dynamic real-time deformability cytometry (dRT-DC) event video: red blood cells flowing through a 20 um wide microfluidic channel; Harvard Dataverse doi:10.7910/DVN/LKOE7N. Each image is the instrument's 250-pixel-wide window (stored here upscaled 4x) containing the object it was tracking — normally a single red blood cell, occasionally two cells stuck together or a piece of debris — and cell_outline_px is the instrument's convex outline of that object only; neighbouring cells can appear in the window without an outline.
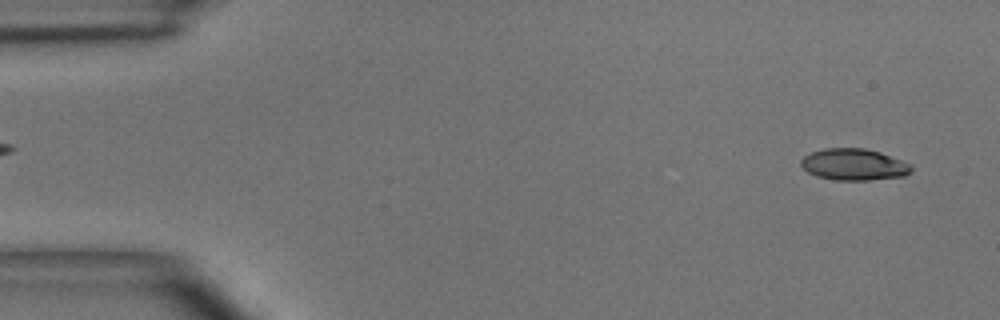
{"species": "common noctule bat (a hibernating species)", "species_latin": "Nyctalus noctula", "temperature_condition": "room temperature", "stored_images_in_passage": 5, "camera_frame_rate_fps": 3000, "um_per_image_px": 0.085, "animal": {"sex": "male", "body_mass_g": 15.6}, "frame": {"image": 1, "passage_image": 1, "time_ms": 0.0, "image_size_px": [1000, 320], "cell_outline_px": [[912, 172], [904, 176], [868, 180], [836, 180], [816, 176], [808, 172], [800, 164], [800, 160], [804, 156], [812, 152], [824, 148], [864, 148], [880, 152], [900, 160], [908, 164], [912, 168]], "centroid_in_image_um": [72.55, 13.98], "position_along_channel_um": 12.4, "area_um2": 20.17}}
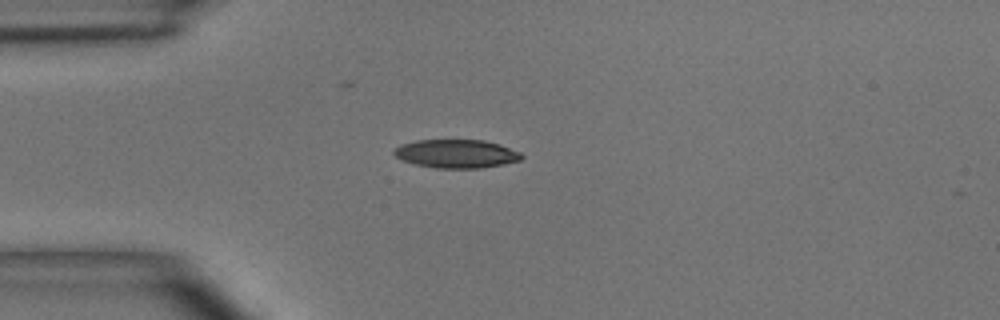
{"frame": {"image": 2, "passage_image": 4, "time_ms": 3.333, "image_size_px": [1000, 320], "cell_outline_px": [[524, 156], [520, 160], [504, 164], [480, 168], [436, 168], [416, 164], [404, 160], [396, 156], [392, 152], [400, 144], [416, 140], [484, 140], [500, 144], [520, 152]], "centroid_in_image_um": [38.81, 13.06], "position_along_channel_um": 46.2, "area_um2": 21.1}}